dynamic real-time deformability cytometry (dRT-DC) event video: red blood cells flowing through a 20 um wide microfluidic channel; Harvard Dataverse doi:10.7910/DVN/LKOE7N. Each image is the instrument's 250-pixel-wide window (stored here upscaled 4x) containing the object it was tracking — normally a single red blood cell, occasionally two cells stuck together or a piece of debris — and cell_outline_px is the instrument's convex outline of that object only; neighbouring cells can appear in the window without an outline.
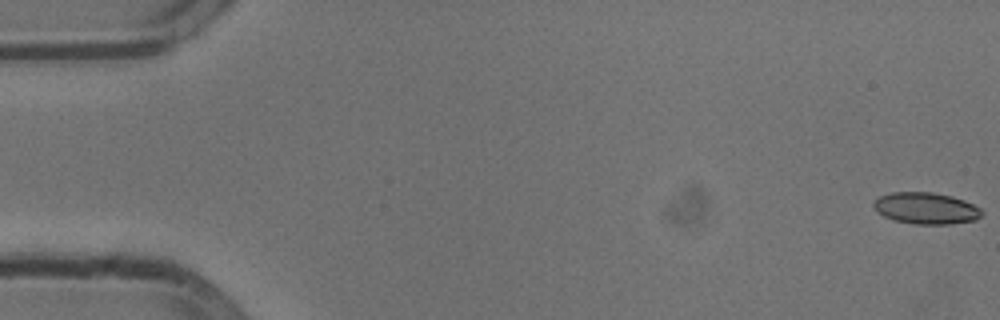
{"species": "common noctule bat (a hibernating species)", "species_latin": "Nyctalus noctula", "temperature_condition": "cold", "stored_images_in_passage": 54, "camera_frame_rate_fps": 3000, "um_per_image_px": 0.085, "animal": {"sex": "male", "body_mass_g": 13.3}, "frame": {"image": 1, "passage_image": 1, "time_ms": 0.0, "image_size_px": [1000, 320], "cell_outline_px": [[984, 212], [976, 220], [952, 224], [912, 224], [892, 220], [876, 212], [872, 204], [880, 196], [892, 192], [932, 192], [952, 196], [964, 200], [980, 208]], "centroid_in_image_um": [78.7, 17.71], "position_along_channel_um": 6.3, "area_um2": 20.06}}
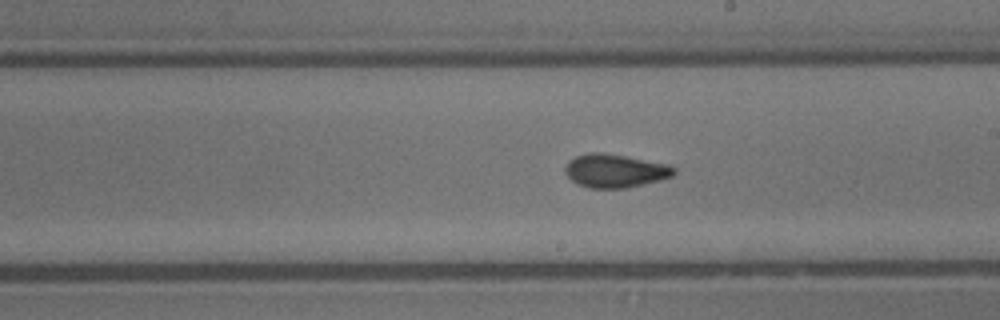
{"frame": {"image": 2, "passage_image": 31, "time_ms": 10.0, "image_size_px": [1000, 320], "cell_outline_px": [[676, 172], [672, 176], [660, 180], [628, 188], [588, 188], [576, 184], [564, 172], [564, 164], [568, 160], [576, 156], [588, 152], [604, 152], [672, 164], [676, 168]], "centroid_in_image_um": [52.28, 14.5], "position_along_channel_um": 236.7, "area_um2": 21.73}}
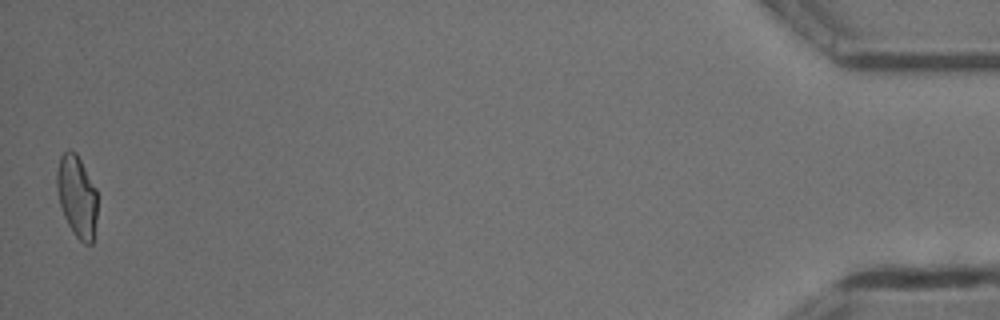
{"frame": {"image": 3, "passage_image": 54, "time_ms": 17.667, "image_size_px": [1000, 320], "cell_outline_px": [[96, 220], [92, 244], [84, 244], [72, 232], [64, 216], [60, 204], [56, 184], [56, 172], [60, 156], [68, 148], [76, 152], [96, 188]], "centroid_in_image_um": [6.53, 16.66], "position_along_channel_um": 428.7, "area_um2": 19.31}, "authors_computed_cell_mechanics": {"area_um2": 20.2011, "velocity_mm_per_s": 3.7985, "shape_relaxation_time_tau1_ms": 5.8888, "shape_relaxation_time_tau2_ms": 1.7226, "deformation_change_tau1": 0.1408, "deformation_change_tau2": 0.0748}}